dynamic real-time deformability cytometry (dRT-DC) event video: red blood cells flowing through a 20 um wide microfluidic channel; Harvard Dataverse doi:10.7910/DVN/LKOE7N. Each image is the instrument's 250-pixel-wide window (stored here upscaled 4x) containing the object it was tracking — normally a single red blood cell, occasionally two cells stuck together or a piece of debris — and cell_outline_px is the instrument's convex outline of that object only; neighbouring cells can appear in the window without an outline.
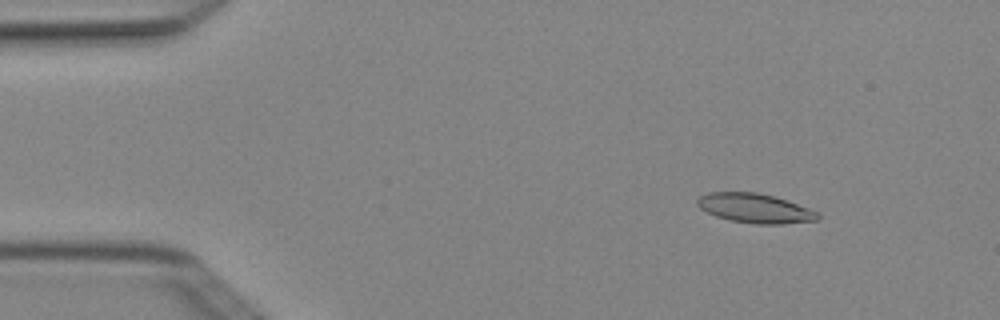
{"species": "Egyptian fruit bat (a non-hibernating species)", "species_latin": "Rousettus aegyptiacus", "temperature_condition": "cold", "stored_images_in_passage": 4, "camera_frame_rate_fps": 3000, "um_per_image_px": 0.085, "animal": {"sex": "female"}, "frame": {"image": 1, "passage_image": 2, "time_ms": 0.333, "image_size_px": [1000, 320], "cell_outline_px": [[820, 216], [816, 220], [780, 224], [756, 224], [728, 220], [716, 216], [700, 208], [696, 204], [696, 200], [700, 196], [708, 192], [756, 192], [776, 196], [820, 212]], "centroid_in_image_um": [64.17, 17.69], "position_along_channel_um": 20.8, "area_um2": 20.75}}